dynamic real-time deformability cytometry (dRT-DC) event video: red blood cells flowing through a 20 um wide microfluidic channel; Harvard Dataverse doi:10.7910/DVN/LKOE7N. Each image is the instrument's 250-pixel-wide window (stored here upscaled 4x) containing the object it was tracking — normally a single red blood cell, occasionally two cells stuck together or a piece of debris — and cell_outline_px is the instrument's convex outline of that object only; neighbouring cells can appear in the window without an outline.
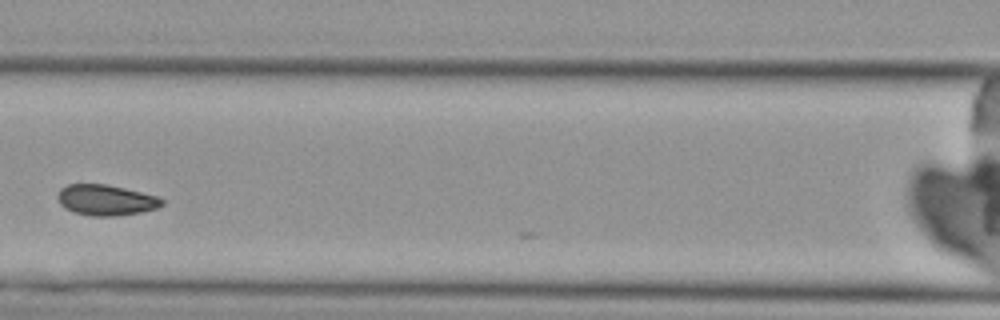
{"species": "Egyptian fruit bat (a non-hibernating species)", "species_latin": "Rousettus aegyptiacus", "temperature_condition": "cold", "stored_images_in_passage": 4, "camera_frame_rate_fps": 3000, "um_per_image_px": 0.085, "animal": {"sex": "female"}, "frame": {"image": 1, "passage_image": 3, "time_ms": 2.333, "image_size_px": [1000, 320], "cell_outline_px": [[164, 204], [156, 208], [140, 212], [116, 216], [92, 216], [72, 212], [64, 208], [60, 204], [56, 196], [60, 188], [68, 184], [104, 184], [124, 188], [156, 196], [164, 200]], "centroid_in_image_um": [8.95, 17.01], "position_along_channel_um": 157.6, "area_um2": 18.67}}